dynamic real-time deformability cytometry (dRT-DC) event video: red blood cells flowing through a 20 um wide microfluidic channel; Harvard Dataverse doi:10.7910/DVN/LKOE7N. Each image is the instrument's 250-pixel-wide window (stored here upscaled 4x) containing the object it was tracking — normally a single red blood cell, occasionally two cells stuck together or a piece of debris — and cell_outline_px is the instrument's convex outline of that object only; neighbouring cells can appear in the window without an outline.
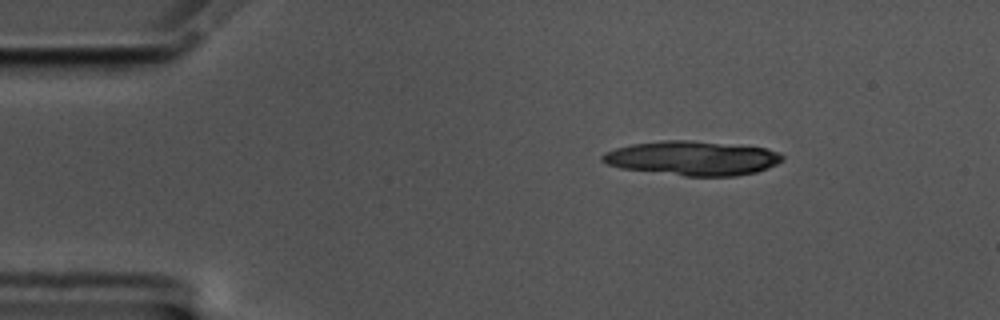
{"species": "common noctule bat (a hibernating species)", "species_latin": "Nyctalus noctula", "temperature_condition": "cold", "stored_images_in_passage": 16, "camera_frame_rate_fps": 3000, "um_per_image_px": 0.085, "animal": {"sex": "male", "body_mass_g": 17.5, "forearm_length_mm": 52.3}, "frame": {"image": 1, "passage_image": 1, "time_ms": 0.0, "image_size_px": [1000, 320], "cell_outline_px": [[776, 160], [760, 168], [748, 172], [684, 172], [716, 148], [760, 148], [776, 156]], "centroid_in_image_um": [62.33, 13.65], "position_along_channel_um": 22.7, "area_um2": 11.62}}
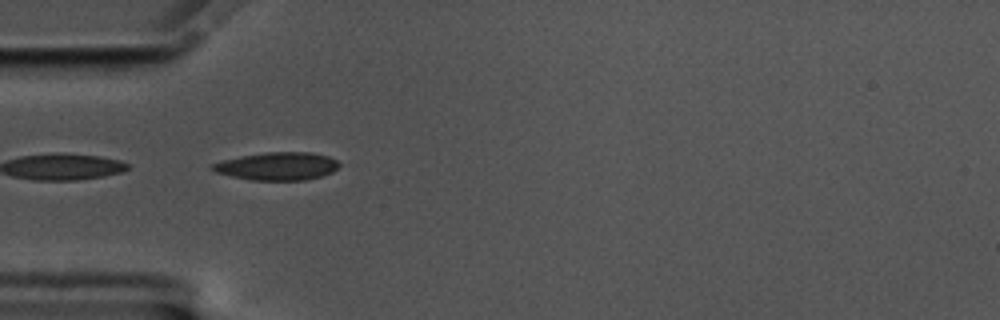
{"frame": {"image": 2, "passage_image": 10, "time_ms": 3.0, "image_size_px": [1000, 320], "cell_outline_px": [[332, 168], [308, 176], [252, 176], [248, 160], [260, 156], [312, 156], [332, 164]], "centroid_in_image_um": [24.42, 14.11], "position_along_channel_um": 60.6, "area_um2": 10.46}}